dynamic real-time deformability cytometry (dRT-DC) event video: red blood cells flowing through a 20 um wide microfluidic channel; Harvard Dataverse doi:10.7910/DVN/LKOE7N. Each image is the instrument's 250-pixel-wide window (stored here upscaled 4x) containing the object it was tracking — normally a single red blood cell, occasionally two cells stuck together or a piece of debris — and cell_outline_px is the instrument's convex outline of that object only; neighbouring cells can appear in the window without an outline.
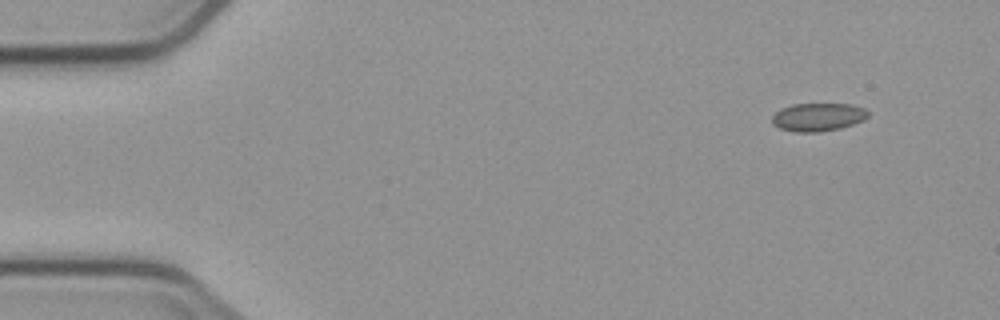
{"species": "common noctule bat (a hibernating species)", "species_latin": "Nyctalus noctula", "temperature_condition": "cold", "stored_images_in_passage": 6, "camera_frame_rate_fps": 3000, "um_per_image_px": 0.085, "animal": {"sex": "male", "body_mass_g": 23.1, "forearm_length_mm": 52.7}, "frame": {"image": 1, "passage_image": 1, "time_ms": 0.0, "image_size_px": [1000, 320], "cell_outline_px": [[868, 116], [864, 120], [840, 128], [820, 132], [796, 132], [780, 128], [772, 124], [772, 116], [780, 108], [792, 104], [852, 104], [864, 108], [868, 112]], "centroid_in_image_um": [69.52, 9.94], "position_along_channel_um": 15.5, "area_um2": 15.78}}
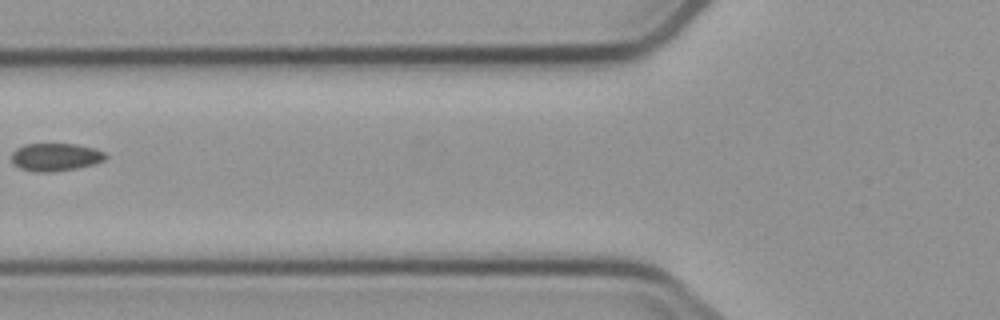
{"frame": {"image": 2, "passage_image": 5, "time_ms": 5.667, "image_size_px": [1000, 320], "cell_outline_px": [[108, 156], [104, 160], [92, 164], [76, 168], [52, 172], [36, 172], [20, 168], [12, 164], [12, 152], [16, 148], [24, 144], [76, 144], [96, 148], [104, 152]], "centroid_in_image_um": [4.7, 13.34], "position_along_channel_um": 121.1, "area_um2": 15.32}}
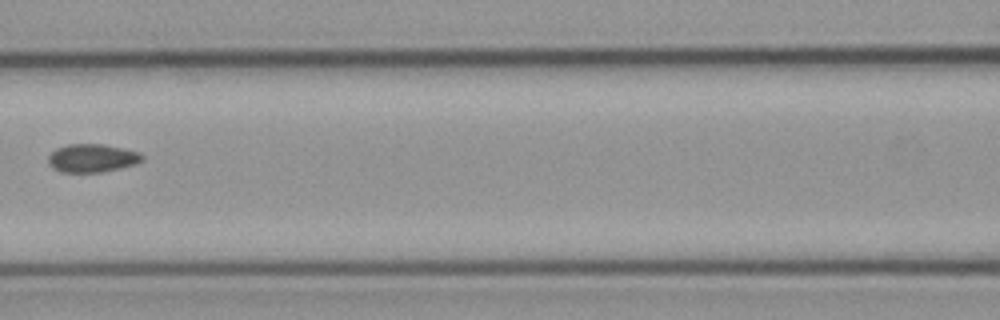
{"frame": {"image": 3, "passage_image": 6, "time_ms": 6.667, "image_size_px": [1000, 320], "cell_outline_px": [[144, 160], [136, 164], [104, 172], [60, 172], [52, 168], [48, 164], [48, 156], [56, 148], [68, 144], [104, 144], [140, 152], [144, 156]], "centroid_in_image_um": [7.84, 13.44], "position_along_channel_um": 158.8, "area_um2": 15.66}}